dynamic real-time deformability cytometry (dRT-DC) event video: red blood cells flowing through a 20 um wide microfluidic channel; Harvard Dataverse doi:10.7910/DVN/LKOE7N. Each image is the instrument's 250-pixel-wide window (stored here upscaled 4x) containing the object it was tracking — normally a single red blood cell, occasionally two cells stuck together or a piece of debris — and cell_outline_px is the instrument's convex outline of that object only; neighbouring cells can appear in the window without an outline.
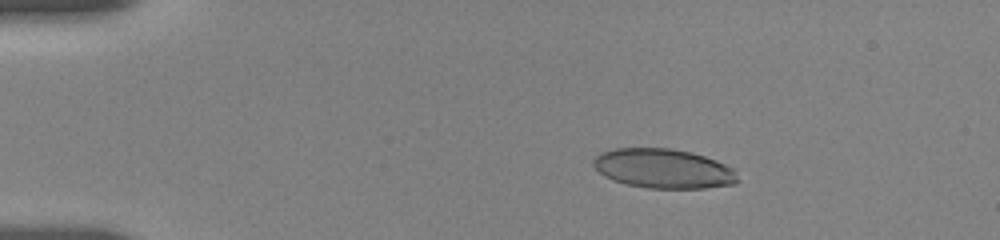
{"species": "human", "species_latin": "Homo sapiens", "temperature_condition": "room temperature", "stored_images_in_passage": 61, "camera_frame_rate_fps": 3000, "um_per_image_px": 0.085, "donor": {"sex": "female"}, "frame": {"image": 1, "passage_image": 7, "time_ms": 2.667, "image_size_px": [1000, 240], "cell_outline_px": [[740, 180], [736, 184], [704, 188], [648, 188], [628, 184], [612, 180], [604, 176], [592, 164], [592, 160], [600, 152], [616, 148], [672, 148], [692, 152], [716, 160], [732, 168], [736, 172]], "centroid_in_image_um": [56.4, 14.32], "position_along_channel_um": 28.6, "area_um2": 33.35}}
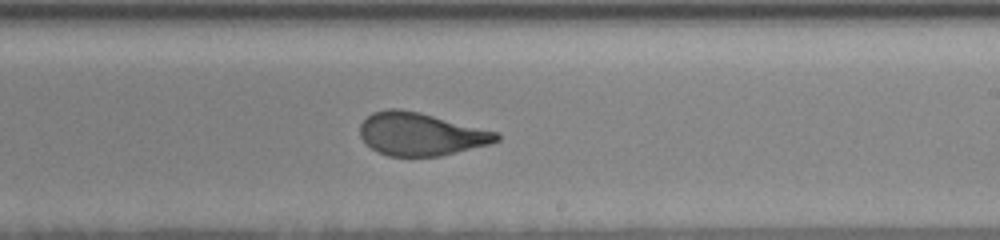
{"frame": {"image": 2, "passage_image": 34, "time_ms": 10.667, "image_size_px": [1000, 240], "cell_outline_px": [[500, 140], [488, 144], [440, 156], [388, 156], [376, 152], [360, 136], [360, 124], [372, 112], [388, 108], [400, 108], [420, 112], [496, 132], [500, 136]], "centroid_in_image_um": [35.72, 11.39], "position_along_channel_um": 253.3, "area_um2": 33.87}}
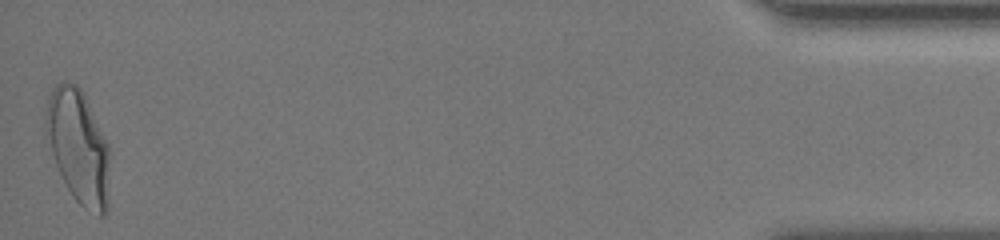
{"frame": {"image": 3, "passage_image": 61, "time_ms": 17.667, "image_size_px": [1000, 240], "cell_outline_px": [[108, 208], [104, 216], [100, 216], [84, 208], [72, 196], [56, 164], [44, 132], [44, 120], [48, 100], [52, 88], [56, 84], [64, 80], [76, 84], [80, 88], [108, 144]], "centroid_in_image_um": [6.63, 12.45], "position_along_channel_um": 428.6, "area_um2": 41.85}, "authors_computed_cell_mechanics": {"area_um2": 35.1424, "velocity_mm_per_s": 3.678, "shape_relaxation_time_tau1_ms": 8.4339, "shape_relaxation_time_tau2_ms": null, "deformation_change_tau1": 0.242, "deformation_change_tau2": null}}